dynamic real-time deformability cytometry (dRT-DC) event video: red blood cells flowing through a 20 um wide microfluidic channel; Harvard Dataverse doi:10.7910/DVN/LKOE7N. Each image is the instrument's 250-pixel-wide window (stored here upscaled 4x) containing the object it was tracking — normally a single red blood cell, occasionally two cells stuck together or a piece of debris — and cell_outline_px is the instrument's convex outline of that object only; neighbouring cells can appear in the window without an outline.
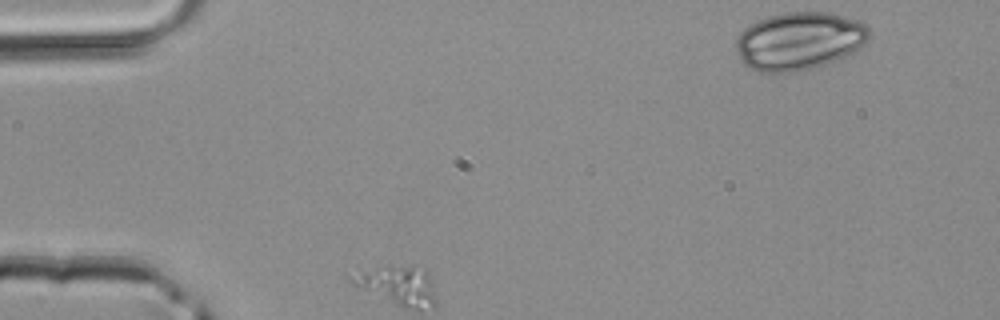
{"species": "common noctule bat (a hibernating species)", "species_latin": "Nyctalus noctula", "temperature_condition": "room temperature", "stored_images_in_passage": 27, "segment_of_instrument_passage": [1, 2], "camera_frame_rate_fps": 3000, "um_per_image_px": 0.085, "animal": {"sex": "male", "body_mass_g": 20.4}, "frame": {"image": 1, "passage_image": 1, "time_ms": 0.0, "image_size_px": [1000, 320], "cell_outline_px": [[872, 32], [868, 40], [860, 48], [844, 56], [824, 64], [812, 68], [796, 72], [760, 72], [748, 68], [740, 60], [736, 52], [736, 40], [740, 32], [744, 28], [768, 16], [784, 12], [828, 12], [860, 20]], "centroid_in_image_um": [67.93, 3.48], "position_along_channel_um": 17.1, "area_um2": 45.08}}